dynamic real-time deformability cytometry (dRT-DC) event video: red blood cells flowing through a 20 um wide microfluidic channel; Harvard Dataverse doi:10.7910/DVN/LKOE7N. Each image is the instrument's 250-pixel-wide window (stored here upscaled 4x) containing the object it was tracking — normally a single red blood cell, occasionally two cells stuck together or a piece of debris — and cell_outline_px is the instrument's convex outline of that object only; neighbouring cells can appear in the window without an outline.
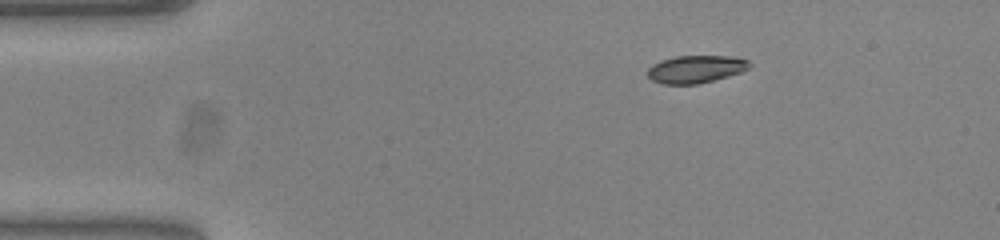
{"species": "common noctule bat (a hibernating species)", "species_latin": "Nyctalus noctula", "temperature_condition": "warm", "stored_images_in_passage": 46, "camera_frame_rate_fps": 3000, "um_per_image_px": 0.085, "animal": {"sex": "female", "body_mass_g": 23.0, "forearm_length_mm": 53.4}, "frame": {"image": 1, "passage_image": 1, "time_ms": 0.0, "image_size_px": [1000, 240], "cell_outline_px": [[752, 64], [748, 68], [740, 72], [728, 76], [696, 84], [660, 84], [652, 80], [648, 76], [648, 68], [652, 64], [660, 60], [676, 56], [732, 56], [748, 60]], "centroid_in_image_um": [59.11, 5.87], "position_along_channel_um": 25.9, "area_um2": 16.36}}
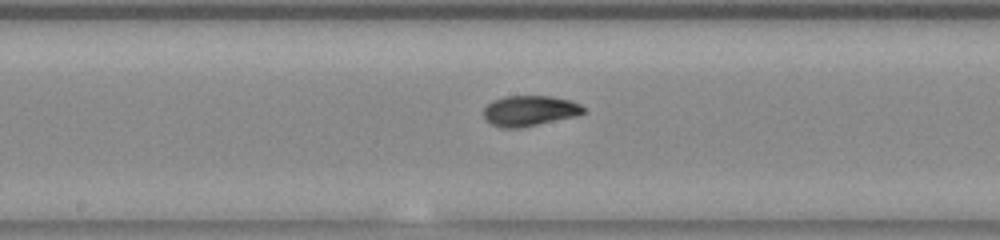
{"frame": {"image": 2, "passage_image": 20, "time_ms": 6.333, "image_size_px": [1000, 240], "cell_outline_px": [[588, 112], [576, 116], [520, 128], [500, 128], [492, 124], [484, 116], [484, 108], [492, 100], [504, 96], [552, 96], [568, 100], [580, 104]], "centroid_in_image_um": [45.03, 9.41], "position_along_channel_um": 203.2, "area_um2": 17.74}}
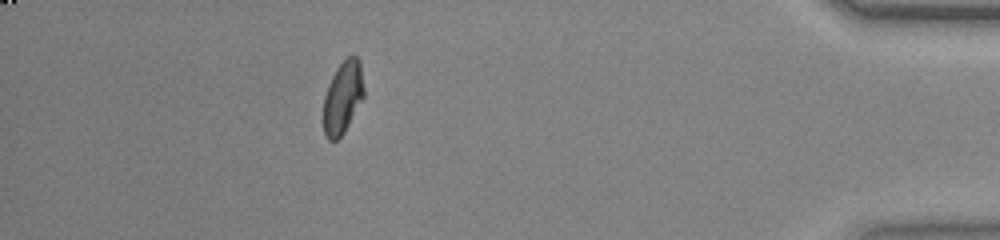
{"frame": {"image": 3, "passage_image": 40, "time_ms": 13.0, "image_size_px": [1000, 240], "cell_outline_px": [[364, 96], [344, 132], [336, 140], [328, 140], [324, 136], [324, 96], [328, 84], [336, 68], [348, 56], [356, 56], [360, 60], [364, 88]], "centroid_in_image_um": [29.14, 8.26], "position_along_channel_um": 406.1, "area_um2": 16.99}, "authors_computed_cell_mechanics": {"area_um2": 17.4267, "velocity_mm_per_s": 3.8449, "shape_relaxation_time_tau1_ms": 6.3151, "shape_relaxation_time_tau2_ms": 1.0249, "deformation_change_tau1": 0.2257, "deformation_change_tau2": 0.0485}}